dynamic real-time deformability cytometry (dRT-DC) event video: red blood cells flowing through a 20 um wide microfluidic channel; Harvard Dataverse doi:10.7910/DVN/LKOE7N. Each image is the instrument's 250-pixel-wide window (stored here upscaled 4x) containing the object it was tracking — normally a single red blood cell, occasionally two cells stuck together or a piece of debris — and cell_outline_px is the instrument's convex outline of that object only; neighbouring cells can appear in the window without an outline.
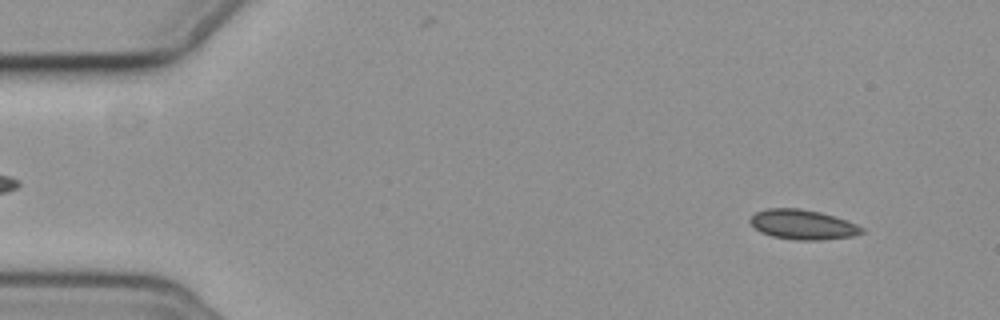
{"species": "common noctule bat (a hibernating species)", "species_latin": "Nyctalus noctula", "temperature_condition": "cold", "stored_images_in_passage": 56, "camera_frame_rate_fps": 3000, "um_per_image_px": 0.085, "animal": {"sex": "female", "body_mass_g": 19.3, "forearm_length_mm": 54.1}, "frame": {"image": 1, "passage_image": 5, "time_ms": 1.333, "image_size_px": [1000, 320], "cell_outline_px": [[864, 232], [852, 236], [820, 240], [796, 240], [772, 236], [760, 232], [748, 220], [756, 212], [768, 208], [800, 208], [820, 212], [856, 224], [864, 228]], "centroid_in_image_um": [68.21, 19.09], "position_along_channel_um": 16.8, "area_um2": 19.19}}
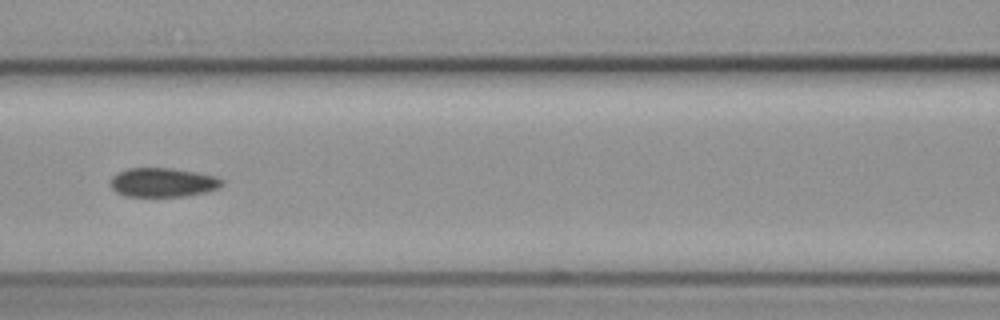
{"frame": {"image": 2, "passage_image": 25, "time_ms": 8.0, "image_size_px": [1000, 320], "cell_outline_px": [[224, 184], [216, 188], [204, 192], [184, 196], [124, 196], [116, 192], [108, 184], [112, 176], [116, 172], [128, 168], [172, 168], [196, 172], [216, 176], [224, 180]], "centroid_in_image_um": [13.79, 15.49], "position_along_channel_um": 152.8, "area_um2": 19.02}}
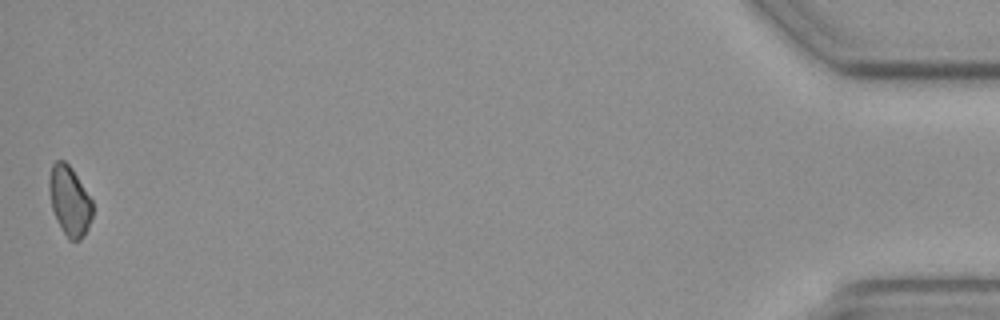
{"frame": {"image": 3, "passage_image": 56, "time_ms": 18.333, "image_size_px": [1000, 320], "cell_outline_px": [[92, 216], [88, 228], [84, 236], [80, 240], [68, 240], [56, 220], [52, 208], [48, 188], [48, 180], [52, 164], [56, 160], [64, 160], [72, 168], [92, 200]], "centroid_in_image_um": [5.9, 17.07], "position_along_channel_um": 429.3, "area_um2": 17.69}, "authors_computed_cell_mechanics": {"area_um2": 18.8428, "velocity_mm_per_s": 3.6609, "shape_relaxation_time_tau1_ms": 3.7618, "shape_relaxation_time_tau2_ms": null, "deformation_change_tau1": 0.0396, "deformation_change_tau2": null}}